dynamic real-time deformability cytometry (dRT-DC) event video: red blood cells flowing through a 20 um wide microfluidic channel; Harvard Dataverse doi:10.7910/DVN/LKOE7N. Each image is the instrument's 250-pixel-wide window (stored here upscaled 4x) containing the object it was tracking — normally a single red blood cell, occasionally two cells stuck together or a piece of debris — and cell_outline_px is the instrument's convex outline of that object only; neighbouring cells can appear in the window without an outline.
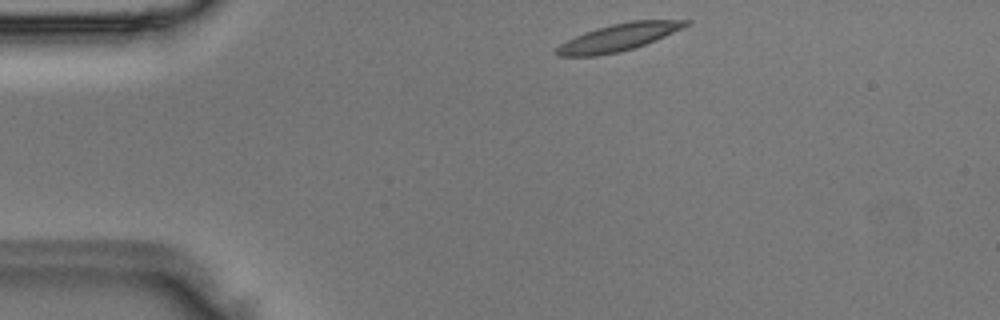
{"species": "Egyptian fruit bat (a non-hibernating species)", "species_latin": "Rousettus aegyptiacus", "temperature_condition": "room temperature", "stored_images_in_passage": 40, "camera_frame_rate_fps": 3000, "um_per_image_px": 0.085, "animal": {"sex": "male"}, "frame": {"image": 1, "passage_image": 1, "time_ms": 0.0, "image_size_px": [1000, 320], "cell_outline_px": [[692, 24], [656, 40], [620, 52], [596, 56], [556, 56], [552, 52], [560, 44], [584, 32], [596, 28], [612, 24], [632, 20], [692, 20]], "centroid_in_image_um": [52.58, 3.17], "position_along_channel_um": 32.4, "area_um2": 20.58}}
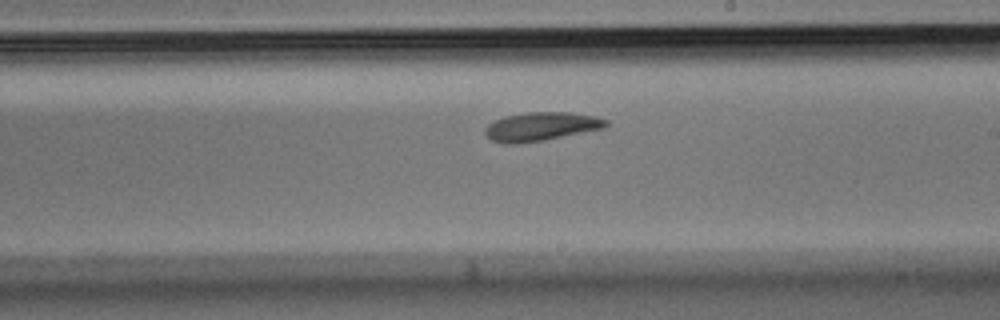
{"frame": {"image": 2, "passage_image": 20, "time_ms": 6.333, "image_size_px": [1000, 320], "cell_outline_px": [[608, 124], [604, 128], [544, 140], [516, 144], [504, 144], [492, 140], [484, 132], [484, 128], [488, 124], [504, 116], [528, 112], [568, 112], [596, 116], [608, 120]], "centroid_in_image_um": [45.99, 10.75], "position_along_channel_um": 243.0, "area_um2": 20.17}}
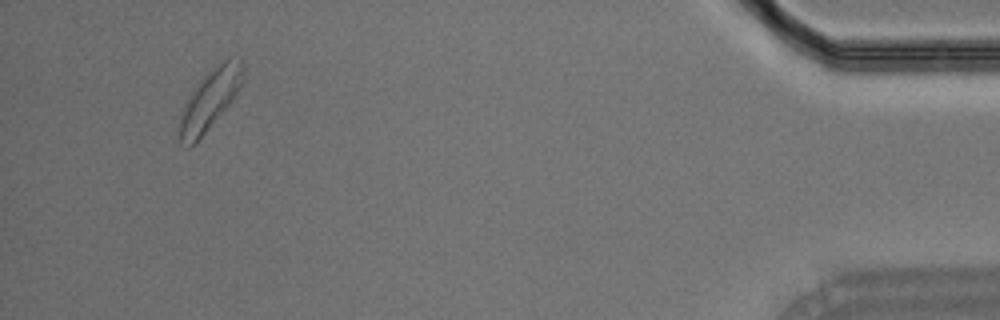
{"frame": {"image": 3, "passage_image": 38, "time_ms": 12.333, "image_size_px": [1000, 320], "cell_outline_px": [[244, 80], [232, 100], [204, 132], [188, 148], [180, 144], [180, 112], [188, 96], [196, 84], [216, 64], [228, 56], [240, 56], [244, 64]], "centroid_in_image_um": [17.87, 8.36], "position_along_channel_um": 417.3, "area_um2": 22.2}}